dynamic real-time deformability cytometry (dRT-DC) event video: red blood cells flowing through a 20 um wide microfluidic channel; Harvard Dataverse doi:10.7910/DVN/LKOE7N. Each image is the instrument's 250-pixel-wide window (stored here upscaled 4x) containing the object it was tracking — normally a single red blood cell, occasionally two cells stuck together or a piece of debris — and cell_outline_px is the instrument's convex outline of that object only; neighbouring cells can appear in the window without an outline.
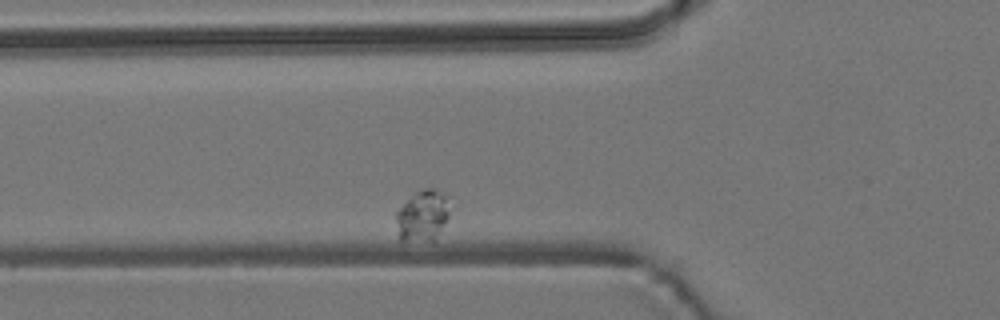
{"species": "common noctule bat (a hibernating species)", "species_latin": "Nyctalus noctula", "temperature_condition": "room temperature", "stored_images_in_passage": 2, "camera_frame_rate_fps": 3000, "um_per_image_px": 0.085, "animal": {"sex": "male", "body_mass_g": 19.2, "forearm_length_mm": 51.8}, "frame": {"image": 1, "passage_image": 2, "time_ms": 1.0, "image_size_px": [1000, 320], "cell_outline_px": [[448, 216], [432, 240], [400, 240], [396, 220], [396, 212], [420, 188], [432, 188], [444, 192], [448, 212]], "centroid_in_image_um": [35.89, 18.29], "position_along_channel_um": 89.9, "area_um2": 15.2}}